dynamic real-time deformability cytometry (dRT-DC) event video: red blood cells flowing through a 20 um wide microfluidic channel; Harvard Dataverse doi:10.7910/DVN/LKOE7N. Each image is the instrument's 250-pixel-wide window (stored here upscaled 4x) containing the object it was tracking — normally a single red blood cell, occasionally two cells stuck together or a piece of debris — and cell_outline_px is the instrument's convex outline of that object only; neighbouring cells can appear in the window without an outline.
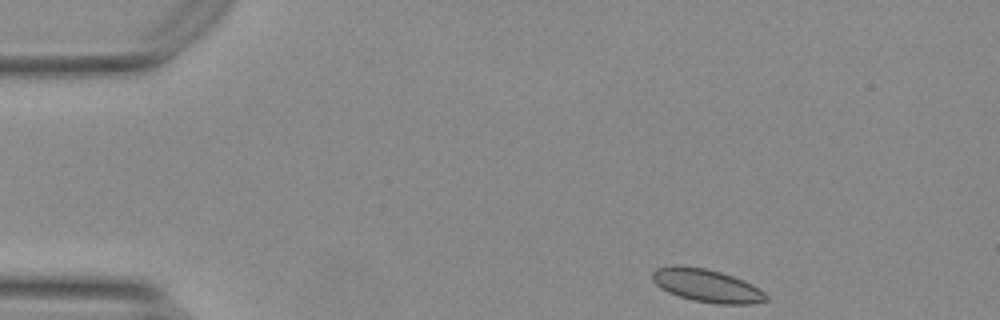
{"species": "Egyptian fruit bat (a non-hibernating species)", "species_latin": "Rousettus aegyptiacus", "temperature_condition": "warm", "stored_images_in_passage": 49, "camera_frame_rate_fps": 3000, "um_per_image_px": 0.085, "animal": {"sex": "female"}, "frame": {"image": 1, "passage_image": 1, "time_ms": 0.0, "image_size_px": [1000, 320], "cell_outline_px": [[768, 300], [752, 304], [716, 304], [692, 300], [668, 292], [660, 288], [652, 280], [652, 272], [656, 268], [704, 268], [720, 272], [732, 276], [752, 284], [764, 292], [768, 296]], "centroid_in_image_um": [60.13, 24.33], "position_along_channel_um": 24.9, "area_um2": 21.21}}
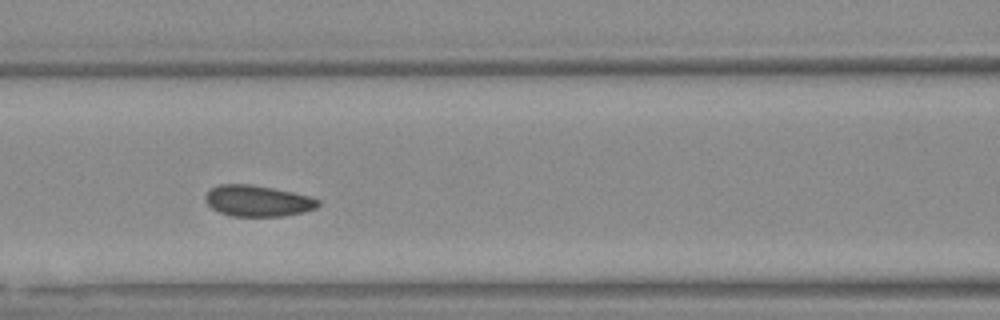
{"frame": {"image": 2, "passage_image": 17, "time_ms": 5.333, "image_size_px": [1000, 320], "cell_outline_px": [[320, 204], [316, 208], [304, 212], [284, 216], [232, 216], [220, 212], [212, 208], [204, 200], [204, 196], [212, 188], [220, 184], [252, 184], [292, 192], [308, 196], [320, 200]], "centroid_in_image_um": [21.9, 17.08], "position_along_channel_um": 144.7, "area_um2": 20.4}}
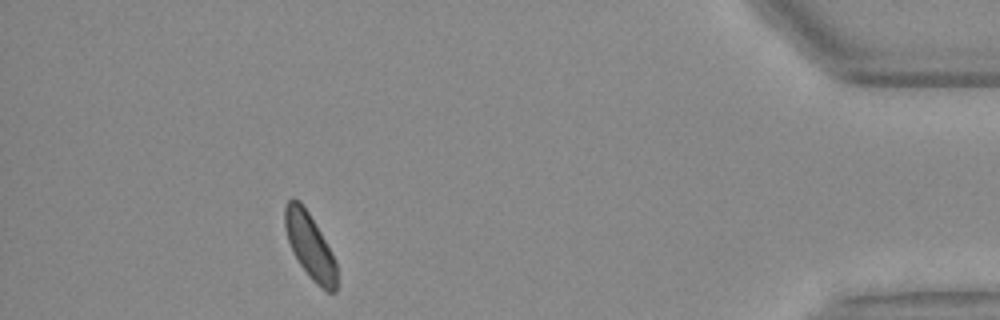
{"frame": {"image": 3, "passage_image": 43, "time_ms": 14.0, "image_size_px": [1000, 320], "cell_outline_px": [[336, 292], [328, 292], [316, 284], [312, 280], [300, 264], [292, 252], [284, 228], [284, 208], [288, 200], [292, 196], [300, 200], [308, 212], [332, 252], [336, 260]], "centroid_in_image_um": [26.32, 20.87], "position_along_channel_um": 408.9, "area_um2": 19.77}, "authors_computed_cell_mechanics": {"area_um2": 20.6346, "velocity_mm_per_s": 3.6776, "shape_relaxation_time_tau1_ms": 3.6149, "shape_relaxation_time_tau2_ms": 1.5136, "deformation_change_tau1": 0.046, "deformation_change_tau2": 0.0427}}